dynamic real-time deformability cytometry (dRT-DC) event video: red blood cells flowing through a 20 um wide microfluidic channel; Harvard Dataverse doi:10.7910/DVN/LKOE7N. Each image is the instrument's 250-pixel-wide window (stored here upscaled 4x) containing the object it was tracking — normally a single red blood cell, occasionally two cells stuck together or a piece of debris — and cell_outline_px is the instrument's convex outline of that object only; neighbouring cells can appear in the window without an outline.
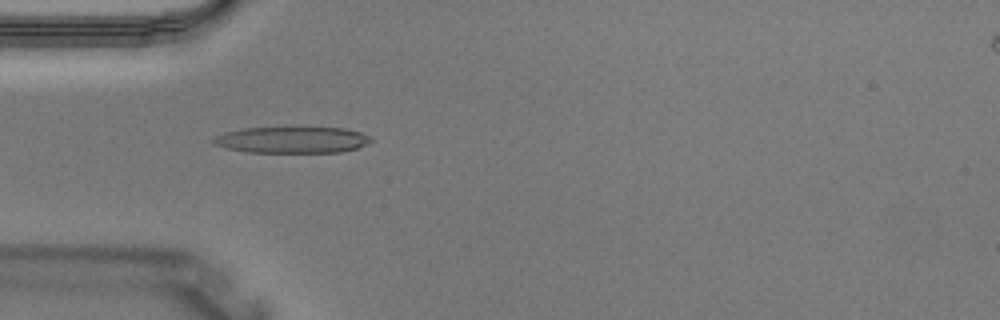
{"species": "Egyptian fruit bat (a non-hibernating species)", "species_latin": "Rousettus aegyptiacus", "temperature_condition": "warm", "stored_images_in_passage": 4, "camera_frame_rate_fps": 3000, "um_per_image_px": 0.085, "animal": {"sex": "male"}, "frame": {"image": 1, "passage_image": 3, "time_ms": 0.667, "image_size_px": [1000, 320], "cell_outline_px": [[372, 140], [368, 144], [356, 148], [340, 152], [248, 152], [224, 148], [212, 144], [212, 140], [216, 136], [228, 132], [244, 128], [344, 128], [360, 132], [368, 136]], "centroid_in_image_um": [24.81, 11.9], "position_along_channel_um": 60.2, "area_um2": 23.93}}